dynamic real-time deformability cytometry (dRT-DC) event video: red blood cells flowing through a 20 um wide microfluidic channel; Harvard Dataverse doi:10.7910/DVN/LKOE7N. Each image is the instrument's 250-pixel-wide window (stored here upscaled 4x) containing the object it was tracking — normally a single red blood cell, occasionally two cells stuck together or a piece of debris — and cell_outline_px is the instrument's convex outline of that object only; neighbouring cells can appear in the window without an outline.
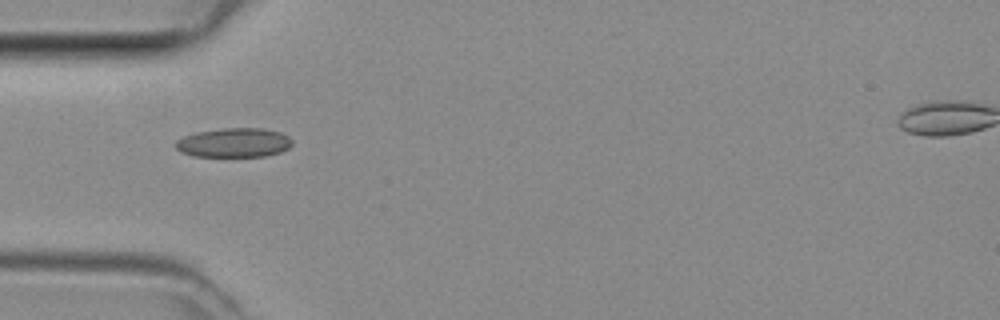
{"species": "common noctule bat (a hibernating species)", "species_latin": "Nyctalus noctula", "temperature_condition": "room temperature", "stored_images_in_passage": 2, "camera_frame_rate_fps": 3000, "um_per_image_px": 0.085, "animal": {"sex": "female", "body_mass_g": 29.2, "forearm_length_mm": 56.3}, "frame": {"image": 1, "passage_image": 1, "time_ms": 0.0, "image_size_px": [1000, 320], "cell_outline_px": [[292, 144], [288, 148], [280, 152], [264, 156], [192, 156], [180, 152], [176, 148], [176, 140], [184, 136], [196, 132], [220, 128], [264, 128], [280, 132], [288, 136], [292, 140]], "centroid_in_image_um": [19.88, 12.12], "position_along_channel_um": 65.1, "area_um2": 19.94}}
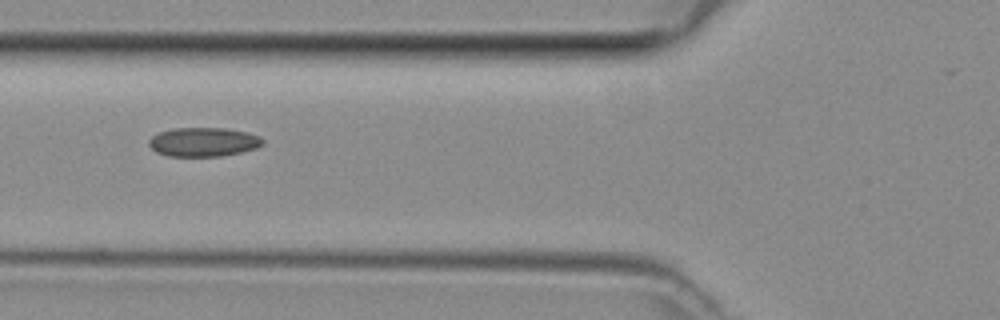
{"frame": {"image": 2, "passage_image": 2, "time_ms": 0.333, "image_size_px": [1000, 320], "cell_outline_px": [[264, 144], [256, 148], [240, 152], [220, 156], [168, 156], [156, 152], [148, 144], [148, 140], [152, 136], [160, 132], [172, 128], [224, 128], [248, 132], [260, 136], [264, 140]], "centroid_in_image_um": [17.3, 12.06], "position_along_channel_um": 108.5, "area_um2": 19.31}}